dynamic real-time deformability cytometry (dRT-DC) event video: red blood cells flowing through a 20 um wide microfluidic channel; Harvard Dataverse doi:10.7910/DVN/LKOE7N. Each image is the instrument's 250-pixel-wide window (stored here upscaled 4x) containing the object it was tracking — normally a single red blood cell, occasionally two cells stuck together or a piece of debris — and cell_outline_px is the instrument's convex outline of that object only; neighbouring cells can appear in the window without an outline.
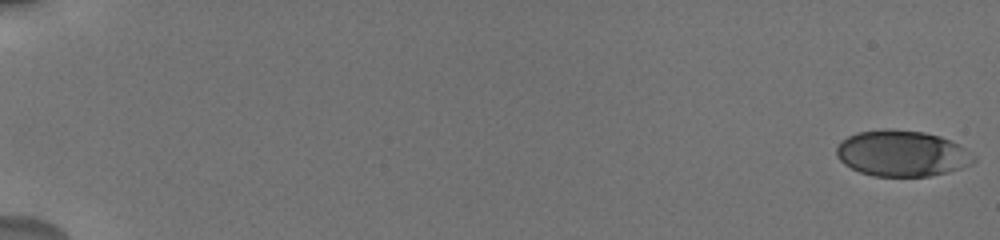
{"species": "human", "species_latin": "Homo sapiens", "temperature_condition": "cold", "stored_images_in_passage": 40, "camera_frame_rate_fps": 3000, "um_per_image_px": 0.085, "donor": {"sex": "male"}, "frame": {"image": 1, "passage_image": 1, "time_ms": 0.0, "image_size_px": [1000, 240], "cell_outline_px": [[976, 160], [972, 164], [948, 172], [928, 176], [872, 176], [860, 172], [844, 164], [836, 156], [836, 148], [840, 140], [856, 132], [884, 128], [888, 128], [924, 132], [940, 136], [964, 148], [976, 156]], "centroid_in_image_um": [76.63, 13.03], "position_along_channel_um": 8.4, "area_um2": 36.93}}
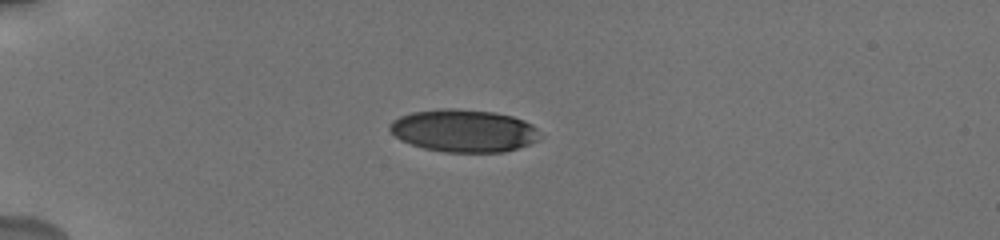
{"frame": {"image": 2, "passage_image": 30, "time_ms": 5.333, "image_size_px": [1000, 240], "cell_outline_px": [[544, 136], [528, 144], [504, 152], [444, 152], [424, 148], [400, 140], [388, 128], [388, 124], [392, 120], [400, 116], [412, 112], [440, 108], [452, 108], [492, 112], [512, 116], [524, 120], [532, 124]], "centroid_in_image_um": [39.41, 11.1], "position_along_channel_um": 45.6, "area_um2": 37.34}}
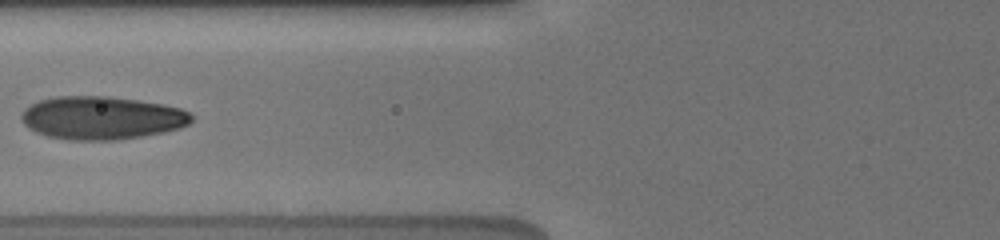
{"frame": {"image": 3, "passage_image": 39, "time_ms": 8.333, "image_size_px": [1000, 240], "cell_outline_px": [[196, 116], [188, 124], [180, 128], [164, 132], [116, 140], [68, 140], [48, 136], [36, 132], [28, 128], [20, 120], [20, 116], [24, 108], [40, 100], [56, 96], [108, 96], [140, 100], [164, 104], [180, 108]], "centroid_in_image_um": [8.64, 10.01], "position_along_channel_um": 117.2, "area_um2": 43.0}}